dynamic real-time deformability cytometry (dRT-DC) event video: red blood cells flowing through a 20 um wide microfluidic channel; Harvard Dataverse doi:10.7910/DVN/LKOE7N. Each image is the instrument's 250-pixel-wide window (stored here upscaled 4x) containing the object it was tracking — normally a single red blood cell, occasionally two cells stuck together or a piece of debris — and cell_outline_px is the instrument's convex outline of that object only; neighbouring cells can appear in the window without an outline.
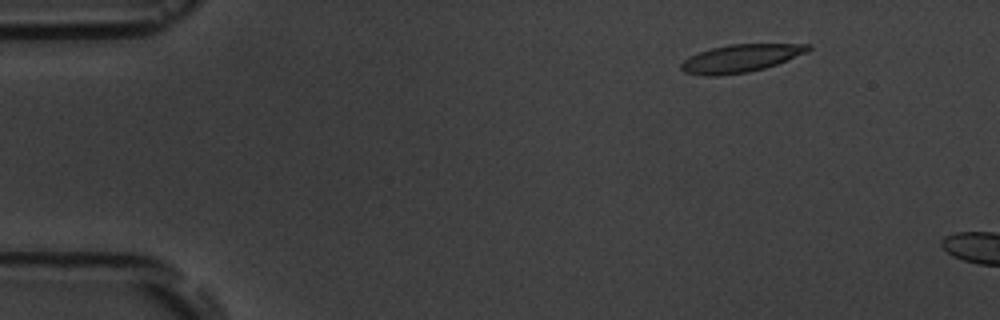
{"species": "common noctule bat (a hibernating species)", "species_latin": "Nyctalus noctula", "temperature_condition": "room temperature", "stored_images_in_passage": 2, "camera_frame_rate_fps": 3000, "um_per_image_px": 0.085, "animal": {"sex": "male", "body_mass_g": 19.5, "forearm_length_mm": 54.6}, "frame": {"image": 1, "passage_image": 1, "time_ms": 0.0, "image_size_px": [1000, 320], "cell_outline_px": [[812, 48], [804, 52], [776, 64], [764, 68], [748, 72], [716, 76], [704, 76], [684, 72], [680, 68], [680, 64], [684, 60], [700, 52], [712, 48], [728, 44], [812, 44]], "centroid_in_image_um": [62.91, 4.96], "position_along_channel_um": 22.1, "area_um2": 20.23}}